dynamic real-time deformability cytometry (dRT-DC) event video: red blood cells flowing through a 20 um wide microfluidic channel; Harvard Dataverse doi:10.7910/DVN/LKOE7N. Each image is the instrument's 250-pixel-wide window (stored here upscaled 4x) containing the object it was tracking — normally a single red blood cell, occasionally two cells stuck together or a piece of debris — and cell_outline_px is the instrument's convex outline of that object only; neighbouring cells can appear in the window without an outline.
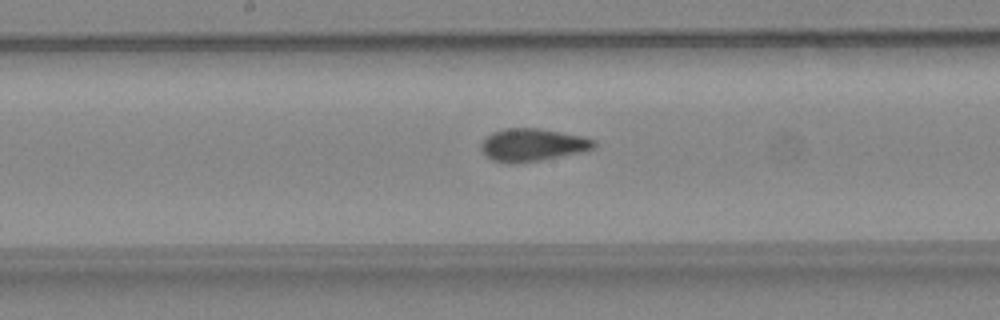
{"species": "common noctule bat (a hibernating species)", "species_latin": "Nyctalus noctula", "temperature_condition": "warm", "stored_images_in_passage": 38, "camera_frame_rate_fps": 3000, "um_per_image_px": 0.085, "animal": {"sex": "female", "body_mass_g": 24.6, "forearm_length_mm": 56.2}, "frame": {"image": 1, "passage_image": 17, "time_ms": 5.333, "image_size_px": [1000, 320], "cell_outline_px": [[596, 144], [592, 148], [580, 152], [540, 160], [512, 164], [508, 164], [492, 160], [484, 156], [480, 148], [480, 144], [484, 136], [492, 132], [504, 128], [540, 128], [580, 136], [596, 140]], "centroid_in_image_um": [45.16, 12.31], "position_along_channel_um": 203.0, "area_um2": 21.62}}
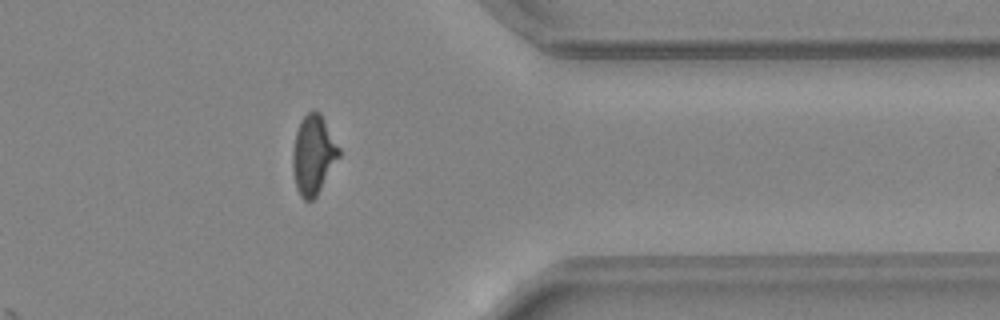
{"frame": {"image": 2, "passage_image": 30, "time_ms": 9.667, "image_size_px": [1000, 320], "cell_outline_px": [[340, 156], [316, 196], [312, 200], [304, 200], [300, 196], [296, 188], [292, 172], [292, 152], [296, 132], [300, 120], [308, 112], [320, 112], [340, 148]], "centroid_in_image_um": [26.62, 13.17], "position_along_channel_um": 384.8, "area_um2": 21.33}}
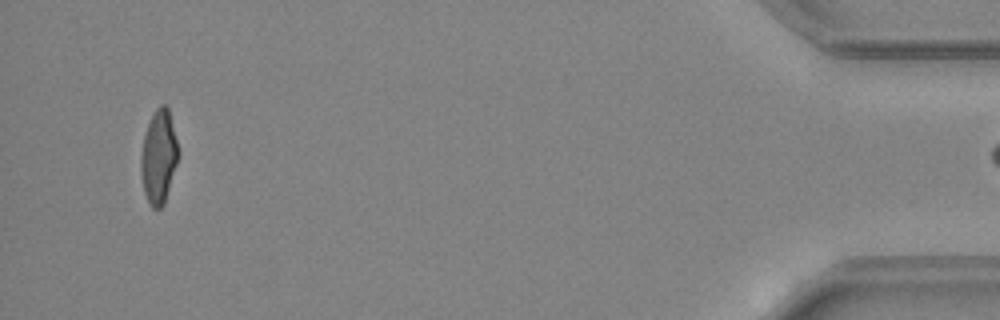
{"frame": {"image": 3, "passage_image": 37, "time_ms": 12.0, "image_size_px": [1000, 320], "cell_outline_px": [[180, 156], [164, 204], [160, 208], [152, 208], [148, 204], [144, 192], [140, 176], [140, 156], [144, 136], [148, 124], [156, 108], [160, 104], [164, 104], [168, 108], [180, 152]], "centroid_in_image_um": [13.49, 13.37], "position_along_channel_um": 421.7, "area_um2": 20.69}}